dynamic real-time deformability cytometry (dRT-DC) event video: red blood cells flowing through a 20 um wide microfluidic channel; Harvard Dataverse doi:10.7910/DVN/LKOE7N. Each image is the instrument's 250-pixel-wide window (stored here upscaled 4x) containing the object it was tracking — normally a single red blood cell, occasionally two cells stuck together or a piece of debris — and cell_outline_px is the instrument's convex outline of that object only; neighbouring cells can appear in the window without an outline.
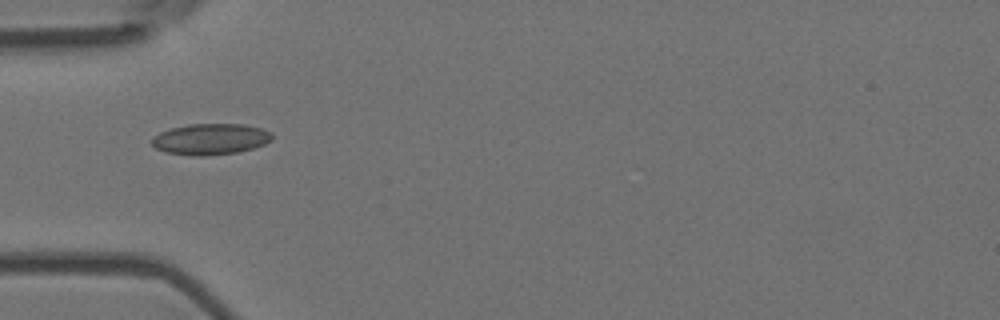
{"species": "Egyptian fruit bat (a non-hibernating species)", "species_latin": "Rousettus aegyptiacus", "temperature_condition": "room temperature", "stored_images_in_passage": 2, "camera_frame_rate_fps": 3000, "um_per_image_px": 0.085, "animal": {"sex": "female"}, "frame": {"image": 1, "passage_image": 1, "time_ms": 0.0, "image_size_px": [1000, 320], "cell_outline_px": [[272, 140], [264, 144], [252, 148], [236, 152], [204, 156], [192, 156], [164, 152], [156, 148], [152, 144], [152, 140], [160, 132], [172, 128], [188, 124], [244, 124], [260, 128], [272, 132]], "centroid_in_image_um": [17.9, 11.83], "position_along_channel_um": 67.1, "area_um2": 21.68}}
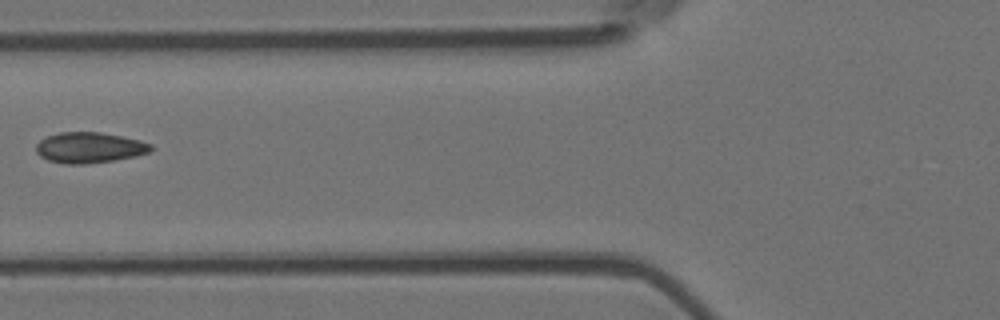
{"frame": {"image": 2, "passage_image": 2, "time_ms": 0.333, "image_size_px": [1000, 320], "cell_outline_px": [[152, 148], [148, 152], [136, 156], [112, 160], [84, 164], [64, 164], [48, 160], [40, 156], [36, 152], [36, 144], [40, 140], [48, 136], [60, 132], [100, 132], [140, 140], [152, 144]], "centroid_in_image_um": [7.57, 12.55], "position_along_channel_um": 118.2, "area_um2": 20.4}}